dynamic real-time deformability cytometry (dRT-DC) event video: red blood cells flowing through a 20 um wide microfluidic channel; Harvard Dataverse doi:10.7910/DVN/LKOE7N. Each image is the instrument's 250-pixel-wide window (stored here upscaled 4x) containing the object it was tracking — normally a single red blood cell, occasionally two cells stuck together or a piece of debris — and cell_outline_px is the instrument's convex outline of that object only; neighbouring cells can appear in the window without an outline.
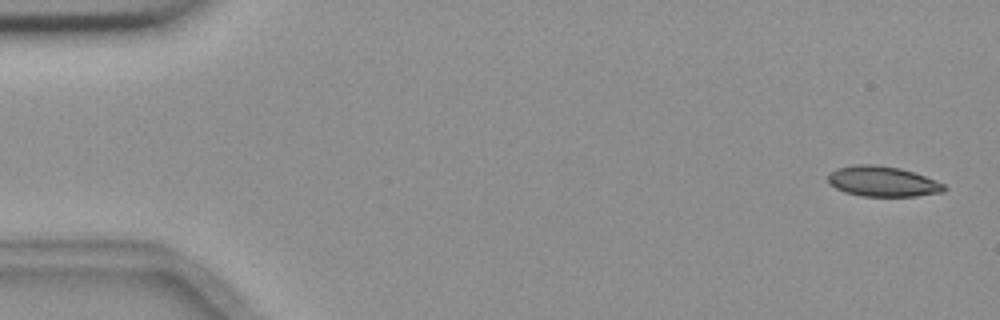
{"species": "common noctule bat (a hibernating species)", "species_latin": "Nyctalus noctula", "temperature_condition": "room temperature", "stored_images_in_passage": 6, "segment_of_instrument_passage": [1, 2], "camera_frame_rate_fps": 3000, "um_per_image_px": 0.085, "animal": {"sex": "female", "body_mass_g": 18.4}, "frame": {"image": 1, "passage_image": 1, "time_ms": 0.0, "image_size_px": [1000, 320], "cell_outline_px": [[948, 188], [944, 192], [916, 196], [860, 196], [844, 192], [836, 188], [828, 180], [828, 172], [836, 168], [856, 164], [876, 164], [900, 168], [924, 176], [944, 184]], "centroid_in_image_um": [75.01, 15.42], "position_along_channel_um": 10.0, "area_um2": 20.58}}
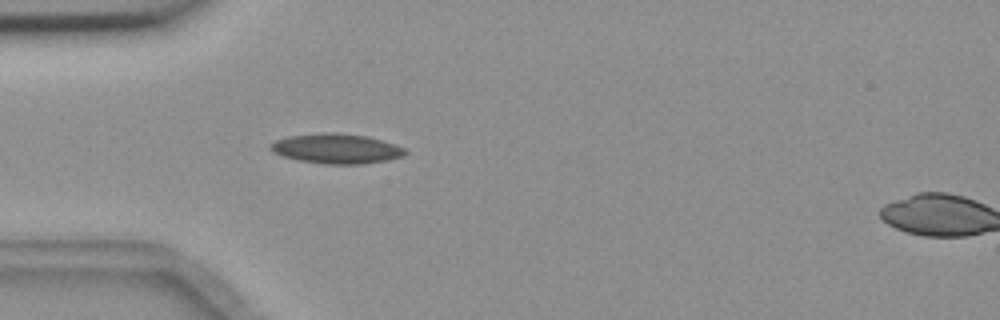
{"frame": {"image": 2, "passage_image": 5, "time_ms": 4.667, "image_size_px": [1000, 320], "cell_outline_px": [[408, 152], [404, 156], [388, 160], [364, 164], [324, 164], [300, 160], [284, 156], [272, 152], [268, 148], [276, 140], [288, 136], [320, 132], [336, 132], [368, 136], [396, 144], [404, 148]], "centroid_in_image_um": [28.63, 12.62], "position_along_channel_um": 56.4, "area_um2": 23.64}}